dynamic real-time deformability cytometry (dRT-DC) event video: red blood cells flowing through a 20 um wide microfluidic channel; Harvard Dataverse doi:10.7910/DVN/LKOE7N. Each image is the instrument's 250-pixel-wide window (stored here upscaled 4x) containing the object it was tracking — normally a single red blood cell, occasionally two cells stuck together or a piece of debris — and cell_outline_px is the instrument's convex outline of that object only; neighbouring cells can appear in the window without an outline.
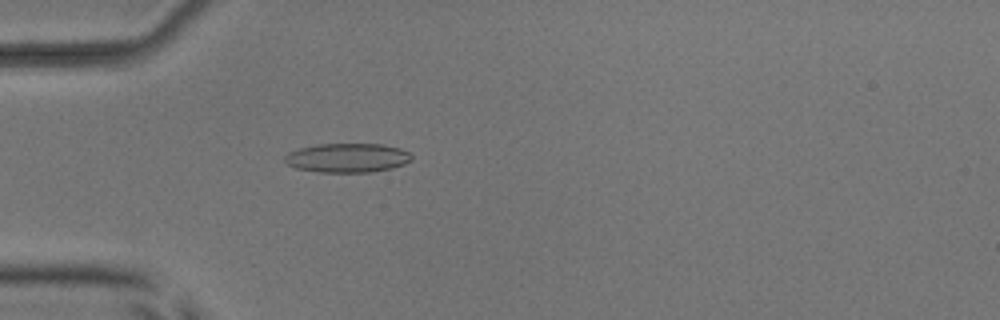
{"species": "common noctule bat (a hibernating species)", "species_latin": "Nyctalus noctula", "temperature_condition": "room temperature", "stored_images_in_passage": 3, "camera_frame_rate_fps": 3000, "um_per_image_px": 0.085, "animal": {"sex": "male", "body_mass_g": 17.9, "forearm_length_mm": 54.2}, "frame": {"image": 1, "passage_image": 3, "time_ms": 2.333, "image_size_px": [1000, 320], "cell_outline_px": [[412, 160], [404, 164], [392, 168], [372, 172], [320, 172], [296, 168], [288, 164], [284, 160], [284, 156], [288, 152], [300, 148], [316, 144], [380, 144], [400, 148], [408, 152], [412, 156]], "centroid_in_image_um": [29.53, 13.41], "position_along_channel_um": 55.5, "area_um2": 21.56}}